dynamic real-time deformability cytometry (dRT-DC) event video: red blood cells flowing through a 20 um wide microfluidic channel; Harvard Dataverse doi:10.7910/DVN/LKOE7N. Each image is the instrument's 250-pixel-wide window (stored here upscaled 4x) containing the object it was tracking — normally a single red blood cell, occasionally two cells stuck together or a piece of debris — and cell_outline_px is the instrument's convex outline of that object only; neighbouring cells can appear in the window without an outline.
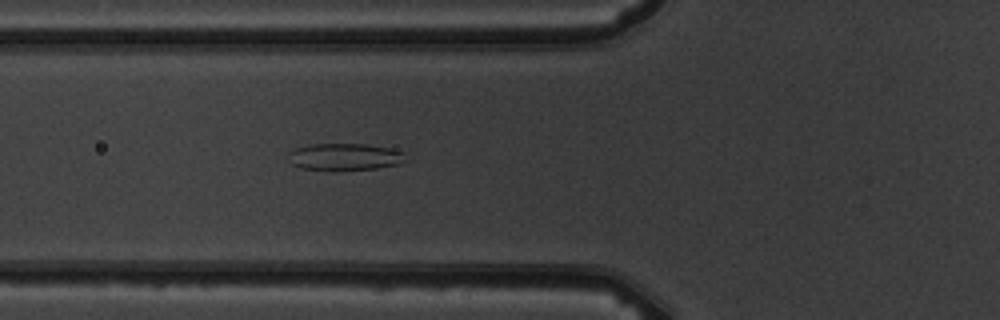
{"species": "common noctule bat (a hibernating species)", "species_latin": "Nyctalus noctula", "temperature_condition": "warm", "stored_images_in_passage": 6, "camera_frame_rate_fps": 3000, "um_per_image_px": 0.085, "animal": {"sex": "male", "body_mass_g": 19.5, "forearm_length_mm": 54.6}, "frame": {"image": 1, "passage_image": 6, "time_ms": 5.667, "image_size_px": [1000, 320], "cell_outline_px": [[408, 160], [400, 164], [376, 168], [332, 172], [328, 172], [300, 168], [292, 164], [288, 152], [296, 148], [308, 144], [364, 144], [392, 148], [404, 152]], "centroid_in_image_um": [29.32, 13.36], "position_along_channel_um": 96.5, "area_um2": 19.07}}